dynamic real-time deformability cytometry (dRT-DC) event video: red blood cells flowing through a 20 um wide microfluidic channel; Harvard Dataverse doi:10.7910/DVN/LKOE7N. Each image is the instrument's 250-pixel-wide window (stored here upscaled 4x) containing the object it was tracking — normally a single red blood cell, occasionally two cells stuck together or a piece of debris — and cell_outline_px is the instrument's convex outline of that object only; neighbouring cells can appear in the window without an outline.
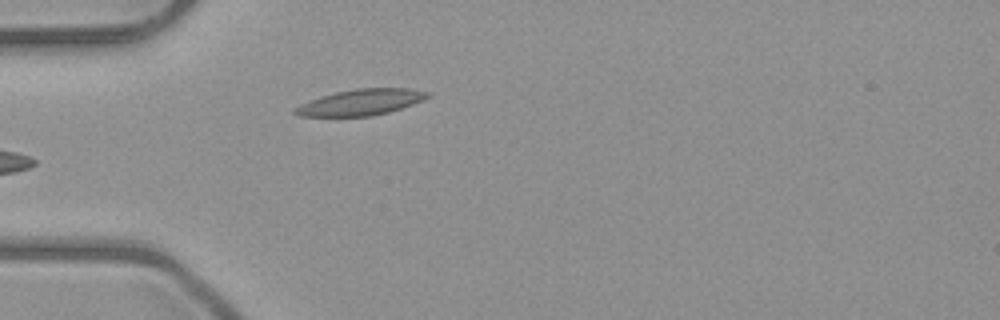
{"species": "common noctule bat (a hibernating species)", "species_latin": "Nyctalus noctula", "temperature_condition": "room temperature", "stored_images_in_passage": 6, "camera_frame_rate_fps": 3000, "um_per_image_px": 0.085, "animal": {"sex": "male", "body_mass_g": 23.1, "forearm_length_mm": 52.7}, "frame": {"image": 1, "passage_image": 6, "time_ms": 5.667, "image_size_px": [1000, 320], "cell_outline_px": [[432, 96], [424, 100], [388, 112], [372, 116], [300, 116], [292, 112], [292, 108], [300, 104], [320, 96], [336, 92], [356, 88], [408, 88], [432, 92]], "centroid_in_image_um": [30.68, 8.68], "position_along_channel_um": 54.3, "area_um2": 20.23}}